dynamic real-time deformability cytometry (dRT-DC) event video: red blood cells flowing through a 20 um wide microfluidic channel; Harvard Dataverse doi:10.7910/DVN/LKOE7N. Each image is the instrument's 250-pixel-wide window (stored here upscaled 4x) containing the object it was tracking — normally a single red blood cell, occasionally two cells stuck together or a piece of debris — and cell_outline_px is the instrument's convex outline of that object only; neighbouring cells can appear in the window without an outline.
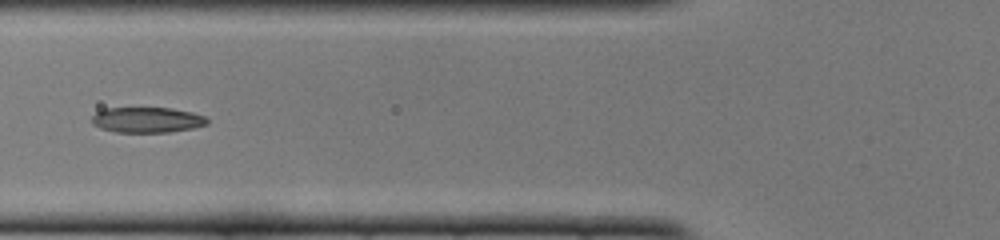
{"species": "common noctule bat (a hibernating species)", "species_latin": "Nyctalus noctula", "temperature_condition": "cold", "stored_images_in_passage": 37, "segment_of_instrument_passage": [2, 2], "camera_frame_rate_fps": 3000, "um_per_image_px": 0.085, "animal": {"sex": "female", "body_mass_g": 22.0, "forearm_length_mm": 56.7}, "frame": {"image": 1, "passage_image": 13, "time_ms": 4.0, "image_size_px": [1000, 240], "cell_outline_px": [[208, 124], [192, 128], [168, 132], [116, 132], [100, 128], [92, 124], [92, 116], [96, 112], [104, 108], [172, 108], [192, 112], [204, 116], [208, 120]], "centroid_in_image_um": [12.48, 10.19], "position_along_channel_um": 113.3, "area_um2": 17.11}}
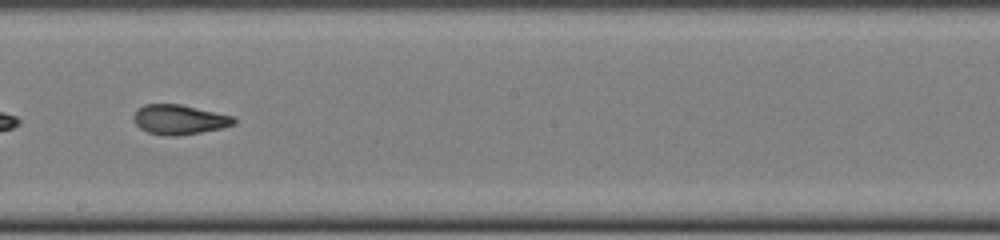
{"frame": {"image": 2, "passage_image": 22, "time_ms": 7.0, "image_size_px": [1000, 240], "cell_outline_px": [[236, 124], [220, 128], [200, 132], [176, 136], [164, 136], [148, 132], [140, 128], [132, 120], [132, 116], [144, 104], [180, 104], [232, 116], [236, 120]], "centroid_in_image_um": [15.21, 10.17], "position_along_channel_um": 233.0, "area_um2": 17.22}}
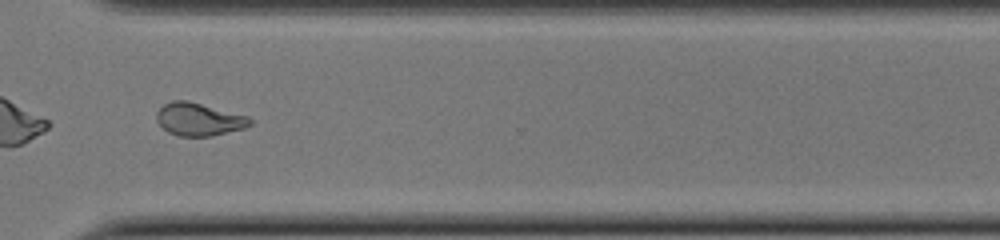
{"frame": {"image": 3, "passage_image": 31, "time_ms": 10.0, "image_size_px": [1000, 240], "cell_outline_px": [[252, 124], [244, 128], [212, 136], [180, 136], [168, 132], [156, 120], [156, 112], [164, 104], [172, 100], [188, 100], [248, 116], [252, 120]], "centroid_in_image_um": [16.9, 10.13], "position_along_channel_um": 353.7, "area_um2": 17.86}}